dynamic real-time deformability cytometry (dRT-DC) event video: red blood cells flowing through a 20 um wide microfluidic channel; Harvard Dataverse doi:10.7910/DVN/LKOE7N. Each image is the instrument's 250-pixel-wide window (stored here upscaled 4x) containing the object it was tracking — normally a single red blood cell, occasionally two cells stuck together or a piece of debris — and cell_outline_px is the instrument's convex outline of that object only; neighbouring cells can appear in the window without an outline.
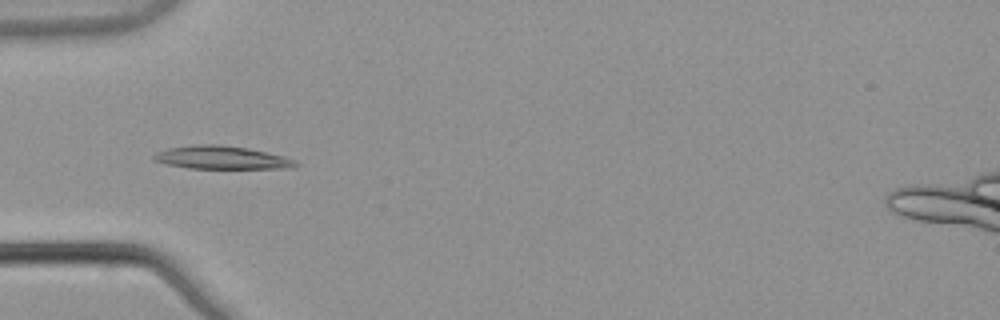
{"species": "common noctule bat (a hibernating species)", "species_latin": "Nyctalus noctula", "temperature_condition": "warm", "stored_images_in_passage": 6, "camera_frame_rate_fps": 3000, "um_per_image_px": 0.085, "animal": {"sex": "male", "body_mass_g": 21.5, "forearm_length_mm": 52.0}, "frame": {"image": 1, "passage_image": 4, "time_ms": 1.0, "image_size_px": [1000, 320], "cell_outline_px": [[300, 164], [288, 168], [188, 168], [168, 164], [152, 160], [152, 156], [156, 152], [168, 148], [192, 144], [216, 144], [248, 148], [284, 156]], "centroid_in_image_um": [18.77, 13.38], "position_along_channel_um": 66.2, "area_um2": 18.96}}
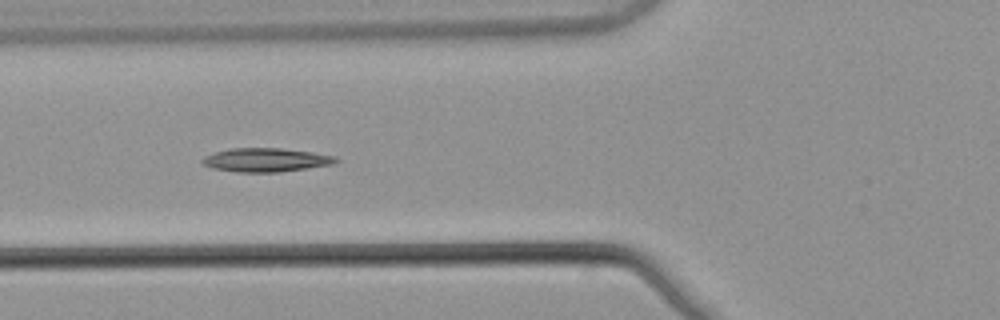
{"frame": {"image": 2, "passage_image": 5, "time_ms": 1.333, "image_size_px": [1000, 320], "cell_outline_px": [[340, 160], [336, 164], [280, 172], [236, 172], [212, 168], [204, 164], [200, 160], [204, 156], [228, 148], [280, 148], [312, 152], [332, 156]], "centroid_in_image_um": [22.6, 13.6], "position_along_channel_um": 103.2, "area_um2": 18.5}}
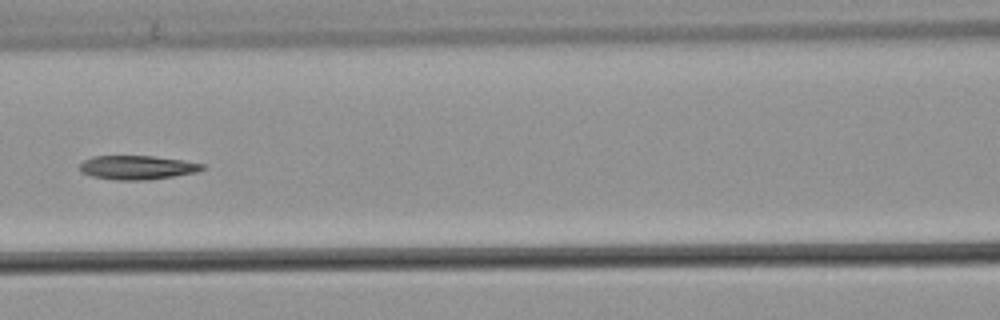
{"frame": {"image": 3, "passage_image": 6, "time_ms": 1.667, "image_size_px": [1000, 320], "cell_outline_px": [[204, 168], [196, 172], [148, 180], [116, 180], [92, 176], [80, 172], [80, 164], [84, 160], [92, 156], [152, 156], [180, 160], [204, 164]], "centroid_in_image_um": [11.62, 14.24], "position_along_channel_um": 155.0, "area_um2": 16.94}}